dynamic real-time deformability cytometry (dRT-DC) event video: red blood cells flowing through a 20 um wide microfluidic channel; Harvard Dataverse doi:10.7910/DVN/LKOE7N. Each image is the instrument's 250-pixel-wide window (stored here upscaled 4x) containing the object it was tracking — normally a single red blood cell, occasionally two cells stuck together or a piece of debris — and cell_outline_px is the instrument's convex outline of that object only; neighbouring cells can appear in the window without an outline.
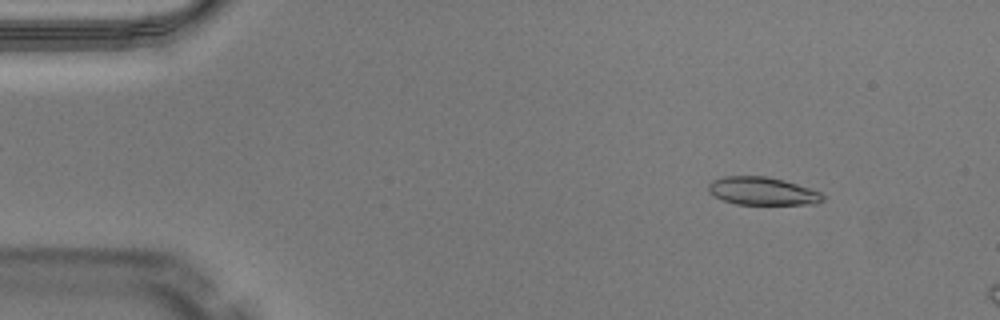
{"species": "Egyptian fruit bat (a non-hibernating species)", "species_latin": "Rousettus aegyptiacus", "temperature_condition": "warm", "stored_images_in_passage": 11, "camera_frame_rate_fps": 3000, "um_per_image_px": 0.085, "animal": {"sex": "male"}, "frame": {"image": 1, "passage_image": 5, "time_ms": 1.333, "image_size_px": [1000, 320], "cell_outline_px": [[824, 200], [816, 204], [736, 204], [712, 196], [708, 192], [708, 184], [712, 180], [724, 176], [764, 176], [784, 180], [820, 192], [824, 196]], "centroid_in_image_um": [64.77, 16.24], "position_along_channel_um": 20.2, "area_um2": 18.61}}